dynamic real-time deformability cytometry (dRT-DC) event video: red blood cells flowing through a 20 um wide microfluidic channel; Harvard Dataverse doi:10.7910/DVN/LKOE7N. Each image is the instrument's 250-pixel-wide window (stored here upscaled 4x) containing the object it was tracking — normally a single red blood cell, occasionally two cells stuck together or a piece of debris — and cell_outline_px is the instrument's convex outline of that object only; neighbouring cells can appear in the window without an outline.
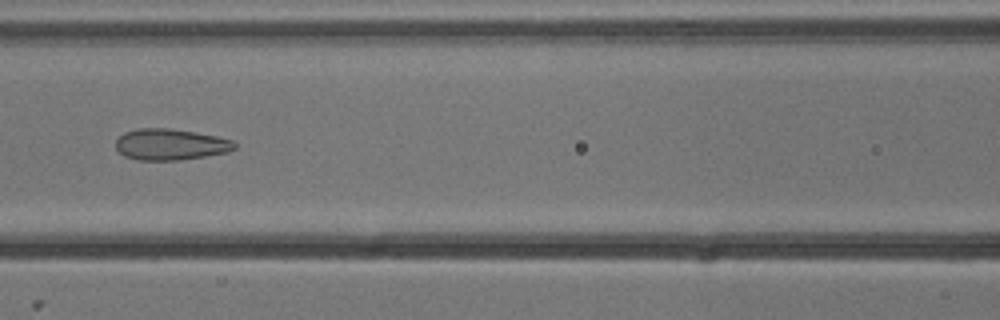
{"species": "common noctule bat (a hibernating species)", "species_latin": "Nyctalus noctula", "temperature_condition": "cold", "stored_images_in_passage": 9, "camera_frame_rate_fps": 3000, "um_per_image_px": 0.085, "animal": {"sex": "male", "body_mass_g": 13.3}, "frame": {"image": 1, "passage_image": 7, "time_ms": 2.0, "image_size_px": [1000, 320], "cell_outline_px": [[236, 148], [228, 152], [204, 156], [176, 160], [140, 160], [124, 156], [116, 148], [116, 140], [124, 132], [136, 128], [168, 128], [196, 132], [216, 136], [232, 140], [236, 144]], "centroid_in_image_um": [14.48, 12.27], "position_along_channel_um": 152.1, "area_um2": 21.56}}
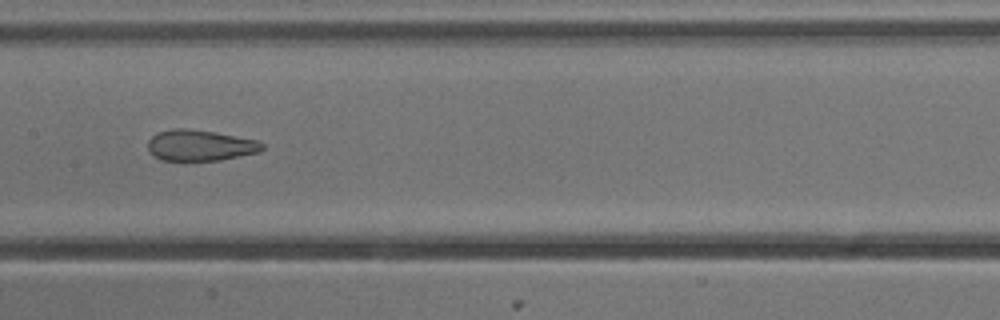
{"frame": {"image": 2, "passage_image": 8, "time_ms": 2.333, "image_size_px": [1000, 320], "cell_outline_px": [[264, 148], [260, 152], [220, 160], [160, 160], [152, 156], [148, 152], [148, 140], [152, 136], [160, 132], [172, 128], [188, 128], [216, 132], [256, 140], [264, 144]], "centroid_in_image_um": [16.99, 12.35], "position_along_channel_um": 190.4, "area_um2": 20.75}}
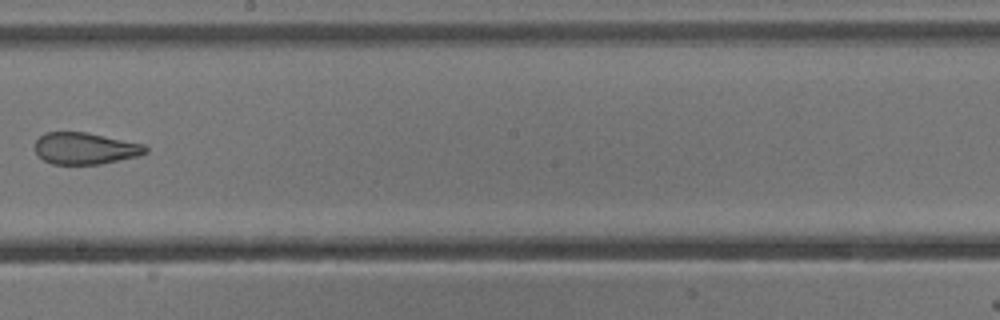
{"frame": {"image": 3, "passage_image": 9, "time_ms": 2.667, "image_size_px": [1000, 320], "cell_outline_px": [[148, 152], [140, 156], [100, 164], [52, 164], [44, 160], [36, 152], [36, 140], [40, 136], [48, 132], [88, 132], [144, 144], [148, 148]], "centroid_in_image_um": [7.29, 12.61], "position_along_channel_um": 240.9, "area_um2": 20.46}}